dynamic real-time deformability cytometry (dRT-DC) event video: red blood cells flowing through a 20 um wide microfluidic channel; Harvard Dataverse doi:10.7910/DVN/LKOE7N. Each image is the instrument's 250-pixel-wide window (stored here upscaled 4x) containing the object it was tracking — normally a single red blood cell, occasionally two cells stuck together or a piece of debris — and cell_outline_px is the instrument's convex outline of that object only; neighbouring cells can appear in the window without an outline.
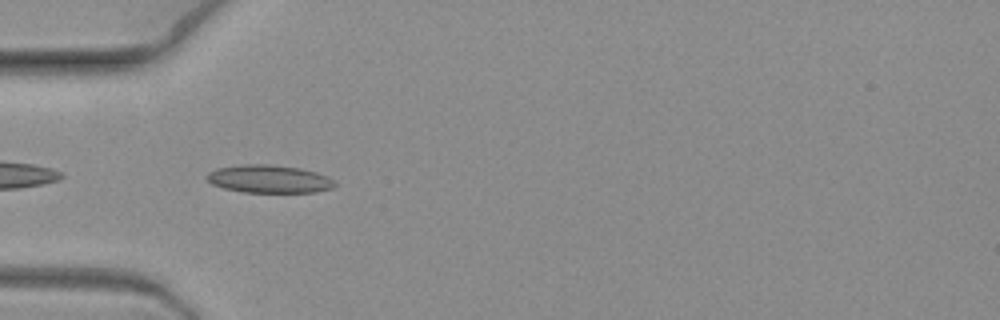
{"species": "common noctule bat (a hibernating species)", "species_latin": "Nyctalus noctula", "temperature_condition": "warm", "stored_images_in_passage": 8, "camera_frame_rate_fps": 3000, "um_per_image_px": 0.085, "animal": {"sex": "female", "body_mass_g": 19.3, "forearm_length_mm": 54.1}, "frame": {"image": 1, "passage_image": 7, "time_ms": 2.0, "image_size_px": [1000, 320], "cell_outline_px": [[336, 184], [332, 188], [316, 192], [244, 192], [224, 188], [212, 184], [204, 176], [208, 172], [216, 168], [248, 164], [268, 164], [300, 168], [316, 172], [328, 176], [336, 180]], "centroid_in_image_um": [22.89, 15.21], "position_along_channel_um": 62.1, "area_um2": 20.87}}
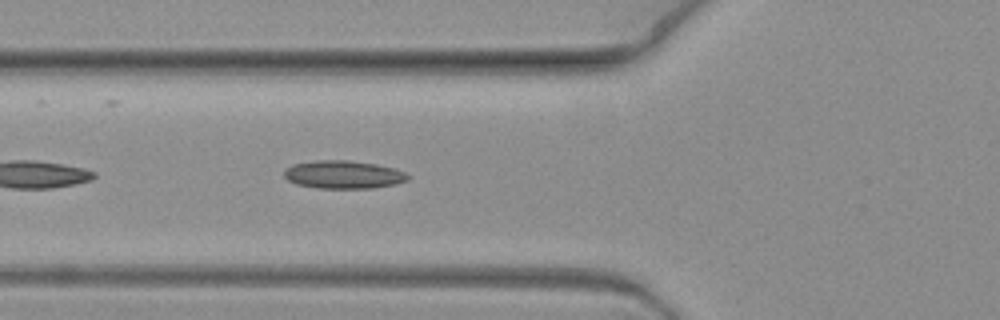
{"frame": {"image": 2, "passage_image": 8, "time_ms": 2.333, "image_size_px": [1000, 320], "cell_outline_px": [[412, 176], [408, 180], [396, 184], [372, 188], [316, 188], [296, 184], [288, 180], [284, 176], [284, 172], [292, 164], [316, 160], [348, 160], [376, 164], [392, 168], [404, 172]], "centroid_in_image_um": [29.2, 14.84], "position_along_channel_um": 96.6, "area_um2": 20.23}}